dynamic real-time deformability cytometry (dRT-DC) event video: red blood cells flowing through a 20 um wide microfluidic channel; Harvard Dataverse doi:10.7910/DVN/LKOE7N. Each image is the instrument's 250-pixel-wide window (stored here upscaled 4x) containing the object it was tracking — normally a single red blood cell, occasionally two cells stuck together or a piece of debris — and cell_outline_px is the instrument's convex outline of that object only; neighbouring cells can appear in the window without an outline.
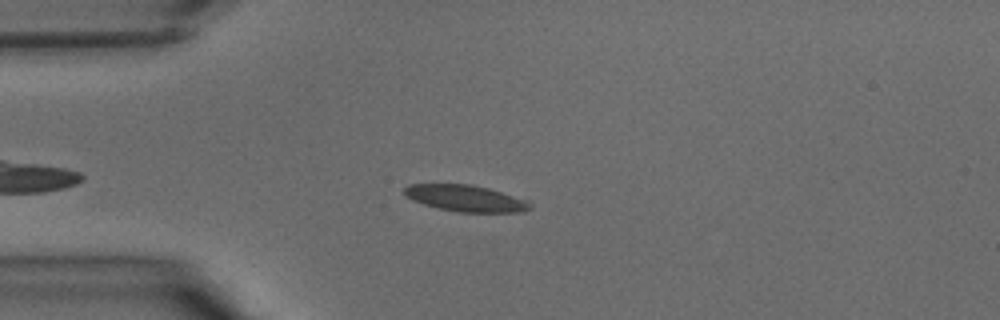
{"species": "common noctule bat (a hibernating species)", "species_latin": "Nyctalus noctula", "temperature_condition": "warm", "stored_images_in_passage": 13, "camera_frame_rate_fps": 3000, "um_per_image_px": 0.085, "animal": {"sex": "male", "body_mass_g": 15.6}, "frame": {"image": 1, "passage_image": 8, "time_ms": 2.333, "image_size_px": [1000, 320], "cell_outline_px": [[532, 208], [524, 212], [460, 212], [440, 208], [424, 204], [412, 200], [404, 196], [404, 188], [408, 184], [472, 184], [488, 188], [528, 200], [532, 204]], "centroid_in_image_um": [39.6, 16.85], "position_along_channel_um": 45.4, "area_um2": 19.42}}